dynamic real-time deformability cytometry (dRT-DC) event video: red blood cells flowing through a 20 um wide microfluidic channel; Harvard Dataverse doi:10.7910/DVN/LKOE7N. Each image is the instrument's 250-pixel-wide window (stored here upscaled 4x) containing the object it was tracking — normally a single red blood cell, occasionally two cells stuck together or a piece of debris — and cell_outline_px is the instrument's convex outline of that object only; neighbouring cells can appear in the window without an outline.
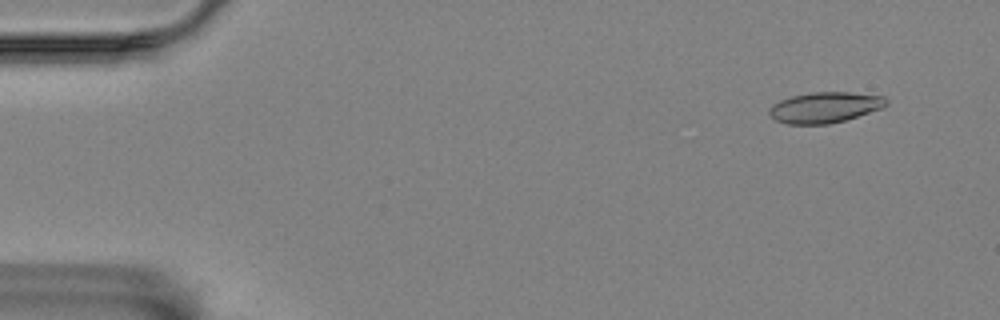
{"species": "Egyptian fruit bat (a non-hibernating species)", "species_latin": "Rousettus aegyptiacus", "temperature_condition": "room temperature", "stored_images_in_passage": 56, "camera_frame_rate_fps": 3000, "um_per_image_px": 0.085, "animal": {"sex": "female"}, "frame": {"image": 1, "passage_image": 4, "time_ms": 1.0, "image_size_px": [1000, 320], "cell_outline_px": [[888, 104], [884, 108], [844, 120], [828, 124], [788, 124], [776, 120], [768, 112], [768, 108], [772, 104], [780, 100], [792, 96], [812, 92], [848, 92], [884, 96], [888, 100]], "centroid_in_image_um": [70.13, 9.12], "position_along_channel_um": 14.9, "area_um2": 20.98}}
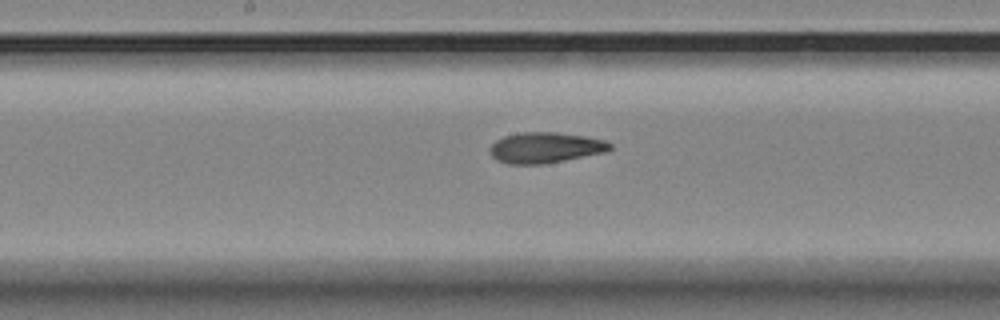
{"frame": {"image": 2, "passage_image": 29, "time_ms": 9.333, "image_size_px": [1000, 320], "cell_outline_px": [[612, 148], [604, 152], [564, 160], [540, 164], [508, 164], [496, 160], [492, 156], [488, 148], [496, 140], [504, 136], [520, 132], [556, 132], [584, 136], [604, 140], [612, 144]], "centroid_in_image_um": [46.31, 12.54], "position_along_channel_um": 201.9, "area_um2": 21.39}}
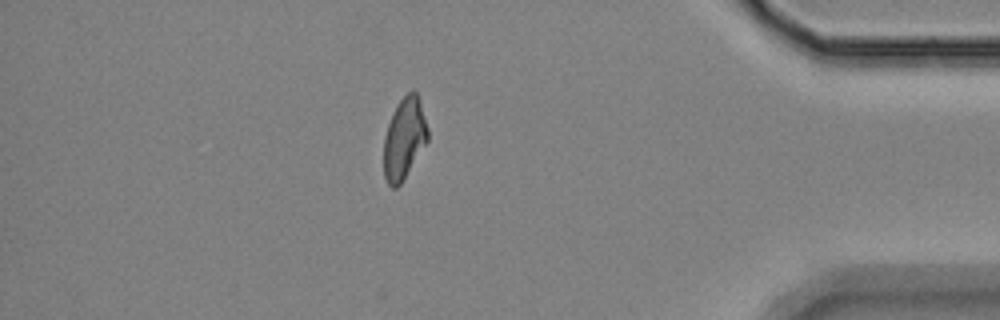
{"frame": {"image": 3, "passage_image": 49, "time_ms": 16.0, "image_size_px": [1000, 320], "cell_outline_px": [[428, 140], [400, 184], [396, 188], [392, 188], [388, 184], [384, 176], [384, 136], [388, 124], [396, 104], [412, 88], [416, 92], [420, 100], [428, 128]], "centroid_in_image_um": [34.36, 11.74], "position_along_channel_um": 400.8, "area_um2": 20.75}, "authors_computed_cell_mechanics": {"area_um2": 21.3571, "velocity_mm_per_s": 3.5246, "shape_relaxation_time_tau1_ms": 6.5837, "shape_relaxation_time_tau2_ms": 4.401, "deformation_change_tau1": 0.1644, "deformation_change_tau2": 0.1185}}